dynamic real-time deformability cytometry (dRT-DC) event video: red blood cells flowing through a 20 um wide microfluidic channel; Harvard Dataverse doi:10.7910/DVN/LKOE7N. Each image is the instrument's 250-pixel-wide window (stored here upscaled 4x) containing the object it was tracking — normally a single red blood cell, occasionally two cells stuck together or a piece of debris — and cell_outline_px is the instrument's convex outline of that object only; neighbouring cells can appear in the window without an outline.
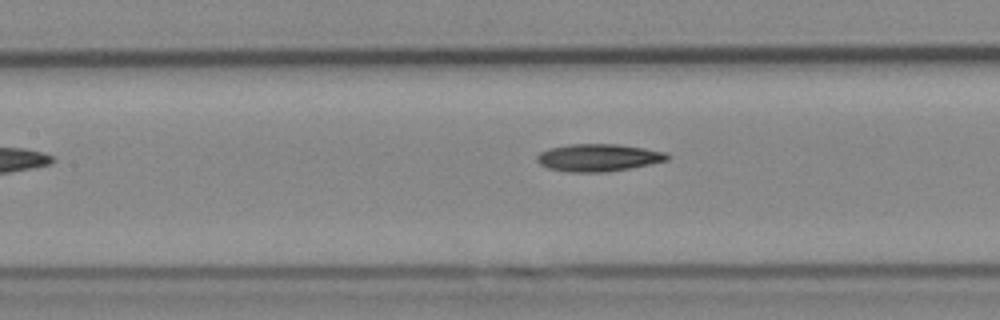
{"species": "Egyptian fruit bat (a non-hibernating species)", "species_latin": "Rousettus aegyptiacus", "temperature_condition": "cold", "stored_images_in_passage": 5, "camera_frame_rate_fps": 3000, "um_per_image_px": 0.085, "animal": {"sex": "female"}, "frame": {"image": 1, "passage_image": 5, "time_ms": 5.0, "image_size_px": [1000, 320], "cell_outline_px": [[672, 156], [668, 160], [632, 168], [608, 172], [564, 172], [548, 168], [540, 164], [536, 160], [536, 156], [540, 152], [548, 148], [568, 144], [620, 144], [668, 152]], "centroid_in_image_um": [50.88, 13.4], "position_along_channel_um": 156.5, "area_um2": 21.21}}